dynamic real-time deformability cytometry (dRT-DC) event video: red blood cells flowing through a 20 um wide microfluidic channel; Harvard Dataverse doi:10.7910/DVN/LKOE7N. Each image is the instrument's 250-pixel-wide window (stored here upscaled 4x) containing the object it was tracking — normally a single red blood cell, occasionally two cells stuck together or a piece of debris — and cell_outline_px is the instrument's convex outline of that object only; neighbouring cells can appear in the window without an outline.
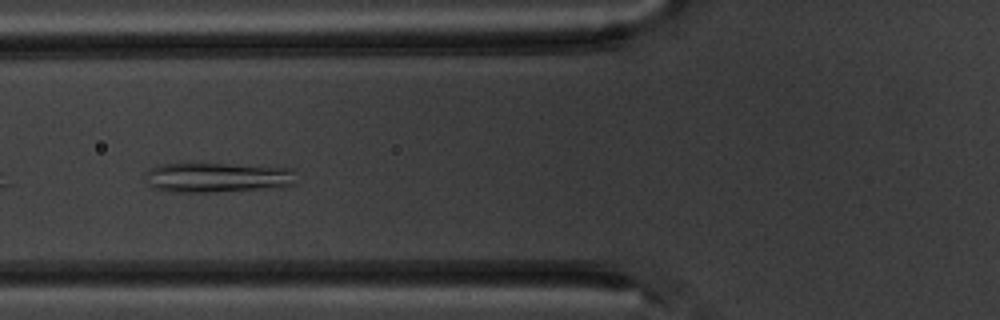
{"species": "common noctule bat (a hibernating species)", "species_latin": "Nyctalus noctula", "temperature_condition": "warm", "stored_images_in_passage": 6, "camera_frame_rate_fps": 3000, "um_per_image_px": 0.085, "animal": {"sex": "male", "body_mass_g": 20.1, "forearm_length_mm": 53.5}, "frame": {"image": 1, "passage_image": 5, "time_ms": 4.667, "image_size_px": [1000, 320], "cell_outline_px": [[296, 184], [280, 188], [212, 192], [172, 192], [152, 188], [148, 184], [148, 172], [156, 164], [180, 160], [196, 160], [296, 168]], "centroid_in_image_um": [18.53, 15.02], "position_along_channel_um": 107.3, "area_um2": 28.38}}